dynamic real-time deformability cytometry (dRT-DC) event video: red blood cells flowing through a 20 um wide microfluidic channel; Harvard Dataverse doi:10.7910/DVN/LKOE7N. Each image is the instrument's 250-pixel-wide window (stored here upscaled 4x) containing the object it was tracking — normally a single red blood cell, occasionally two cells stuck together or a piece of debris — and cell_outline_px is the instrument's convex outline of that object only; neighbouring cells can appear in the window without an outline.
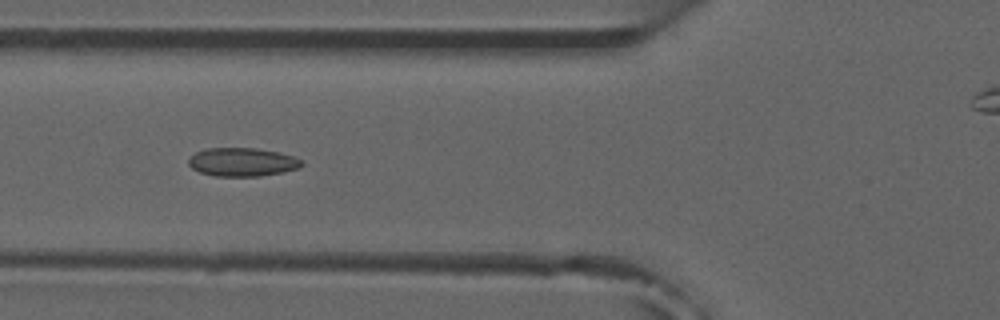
{"species": "common noctule bat (a hibernating species)", "species_latin": "Nyctalus noctula", "temperature_condition": "room temperature", "stored_images_in_passage": 8, "camera_frame_rate_fps": 3000, "um_per_image_px": 0.085, "animal": {"sex": "male", "forearm_length_mm": 52.5}, "frame": {"image": 1, "passage_image": 5, "time_ms": 5.333, "image_size_px": [1000, 320], "cell_outline_px": [[304, 164], [300, 168], [284, 172], [260, 176], [216, 176], [200, 172], [192, 168], [188, 164], [188, 160], [196, 152], [208, 148], [256, 148], [280, 152], [304, 160]], "centroid_in_image_um": [20.65, 13.77], "position_along_channel_um": 105.2, "area_um2": 18.9}}
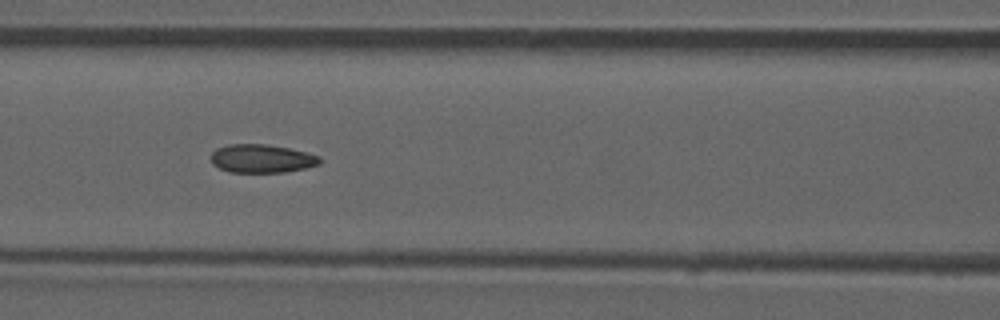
{"frame": {"image": 2, "passage_image": 6, "time_ms": 6.333, "image_size_px": [1000, 320], "cell_outline_px": [[320, 164], [304, 168], [284, 172], [228, 172], [212, 164], [212, 152], [216, 148], [228, 144], [268, 144], [288, 148], [320, 156]], "centroid_in_image_um": [22.22, 13.47], "position_along_channel_um": 144.4, "area_um2": 17.92}}